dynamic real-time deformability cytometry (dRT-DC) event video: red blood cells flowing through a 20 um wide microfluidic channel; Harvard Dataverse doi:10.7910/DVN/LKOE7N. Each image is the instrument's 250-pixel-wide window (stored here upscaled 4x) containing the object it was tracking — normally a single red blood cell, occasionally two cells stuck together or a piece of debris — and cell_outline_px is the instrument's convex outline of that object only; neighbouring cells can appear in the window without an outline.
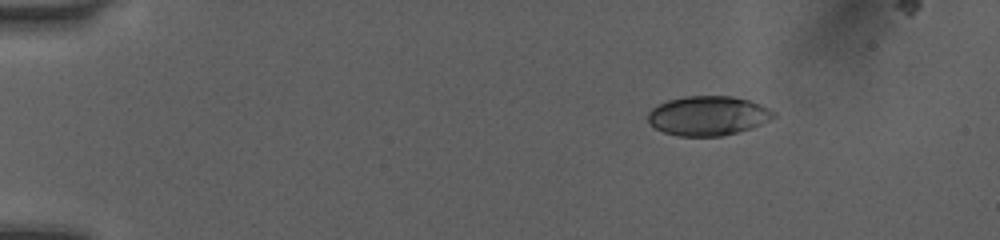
{"species": "human", "species_latin": "Homo sapiens", "temperature_condition": "room temperature", "stored_images_in_passage": 43, "camera_frame_rate_fps": 3000, "um_per_image_px": 0.085, "donor": {"sex": "female"}, "frame": {"image": 1, "passage_image": 1, "time_ms": 0.0, "image_size_px": [1000, 240], "cell_outline_px": [[776, 116], [760, 124], [736, 132], [720, 136], [676, 136], [664, 132], [656, 128], [648, 120], [648, 112], [652, 108], [668, 100], [684, 96], [732, 96], [748, 100], [760, 104], [776, 112]], "centroid_in_image_um": [60.17, 9.83], "position_along_channel_um": 24.8, "area_um2": 28.61}}
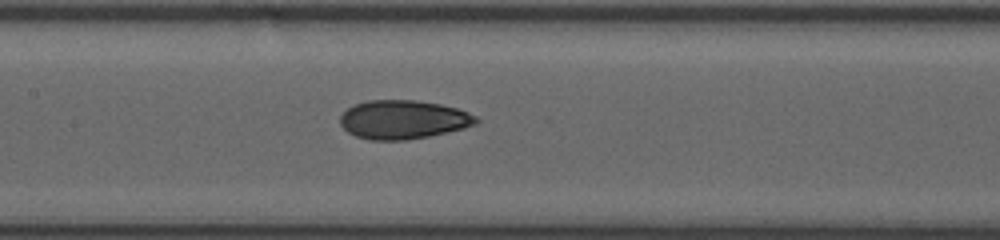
{"frame": {"image": 2, "passage_image": 19, "time_ms": 6.0, "image_size_px": [1000, 240], "cell_outline_px": [[480, 120], [476, 124], [464, 128], [448, 132], [428, 136], [404, 140], [368, 140], [356, 136], [348, 132], [340, 124], [340, 116], [352, 104], [368, 100], [412, 100], [440, 104], [456, 108], [468, 112], [476, 116]], "centroid_in_image_um": [34.26, 10.16], "position_along_channel_um": 173.1, "area_um2": 30.75}}
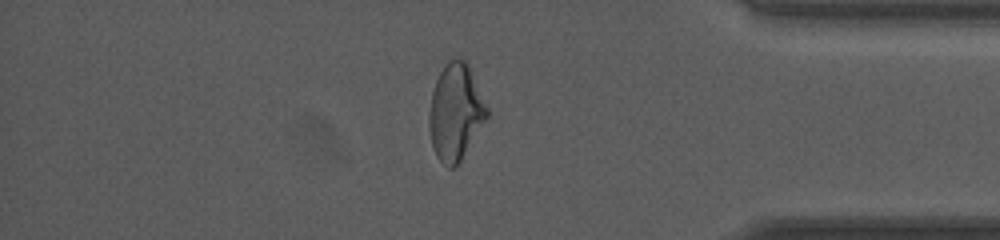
{"frame": {"image": 3, "passage_image": 37, "time_ms": 12.0, "image_size_px": [1000, 240], "cell_outline_px": [[488, 116], [460, 160], [452, 168], [448, 168], [436, 156], [432, 148], [428, 128], [428, 112], [432, 92], [436, 80], [444, 64], [448, 60], [464, 60], [468, 64], [488, 108]], "centroid_in_image_um": [38.68, 9.53], "position_along_channel_um": 396.5, "area_um2": 32.14}}